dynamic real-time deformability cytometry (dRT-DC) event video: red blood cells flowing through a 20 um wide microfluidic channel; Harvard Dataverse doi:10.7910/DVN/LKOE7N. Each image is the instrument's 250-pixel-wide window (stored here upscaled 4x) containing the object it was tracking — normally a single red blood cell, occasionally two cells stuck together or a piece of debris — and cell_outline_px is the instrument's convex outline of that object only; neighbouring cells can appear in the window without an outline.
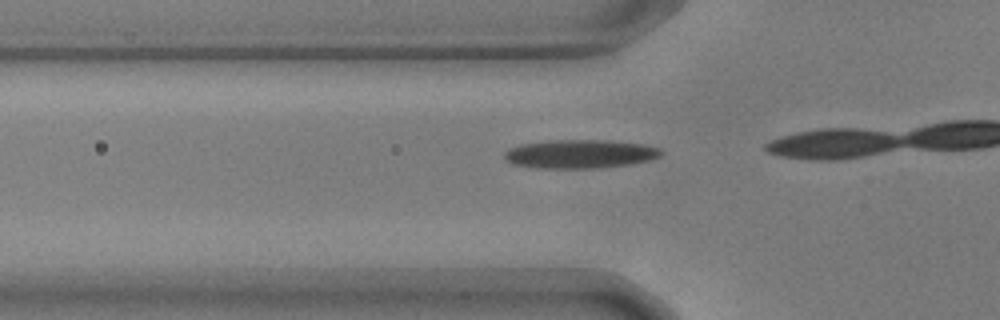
{"species": "common noctule bat (a hibernating species)", "species_latin": "Nyctalus noctula", "temperature_condition": "warm", "stored_images_in_passage": 11, "camera_frame_rate_fps": 3000, "um_per_image_px": 0.085, "animal": {"sex": "male", "body_mass_g": 17.9, "forearm_length_mm": 54.2}, "frame": {"image": 1, "passage_image": 7, "time_ms": 2.0, "image_size_px": [1000, 320], "cell_outline_px": [[664, 152], [660, 156], [648, 160], [628, 164], [596, 168], [536, 168], [512, 164], [504, 160], [504, 152], [508, 148], [520, 144], [548, 140], [608, 140], [644, 144], [660, 148]], "centroid_in_image_um": [49.25, 13.08], "position_along_channel_um": 76.6, "area_um2": 26.36}}
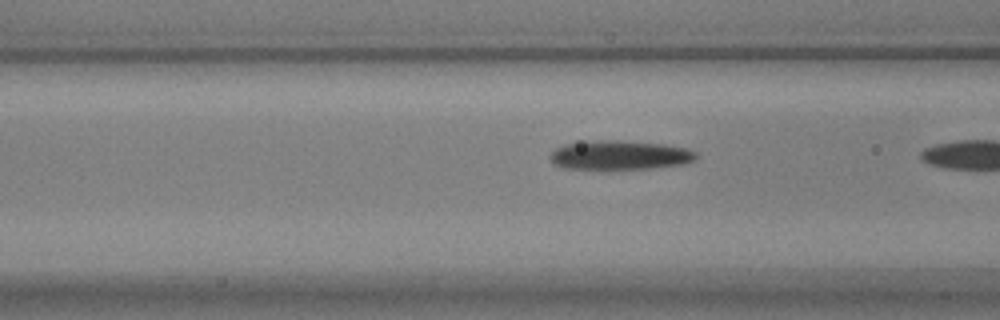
{"frame": {"image": 2, "passage_image": 10, "time_ms": 3.0, "image_size_px": [1000, 320], "cell_outline_px": [[696, 156], [692, 160], [684, 164], [652, 168], [560, 168], [552, 164], [548, 156], [556, 148], [564, 144], [600, 140], [616, 140], [664, 144], [688, 148], [696, 152]], "centroid_in_image_um": [52.65, 13.18], "position_along_channel_um": 114.0, "area_um2": 24.62}}